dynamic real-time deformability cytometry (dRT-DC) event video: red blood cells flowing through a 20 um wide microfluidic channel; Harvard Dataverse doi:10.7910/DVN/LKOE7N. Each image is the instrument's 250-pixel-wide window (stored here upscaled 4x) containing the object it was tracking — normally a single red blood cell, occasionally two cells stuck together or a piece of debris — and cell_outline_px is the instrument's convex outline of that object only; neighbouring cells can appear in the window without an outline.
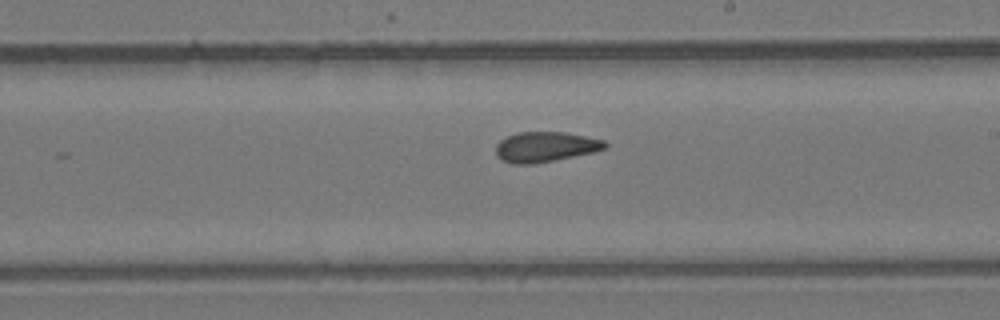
{"species": "common noctule bat (a hibernating species)", "species_latin": "Nyctalus noctula", "temperature_condition": "room temperature", "stored_images_in_passage": 6, "camera_frame_rate_fps": 3000, "um_per_image_px": 0.085, "animal": {"sex": "female", "body_mass_g": 24.6, "forearm_length_mm": 56.2}, "frame": {"image": 1, "passage_image": 6, "time_ms": 1.667, "image_size_px": [1000, 320], "cell_outline_px": [[608, 148], [592, 152], [532, 164], [512, 164], [500, 160], [496, 156], [496, 144], [500, 140], [516, 132], [564, 132], [604, 140], [608, 144]], "centroid_in_image_um": [46.32, 12.48], "position_along_channel_um": 242.7, "area_um2": 19.13}}